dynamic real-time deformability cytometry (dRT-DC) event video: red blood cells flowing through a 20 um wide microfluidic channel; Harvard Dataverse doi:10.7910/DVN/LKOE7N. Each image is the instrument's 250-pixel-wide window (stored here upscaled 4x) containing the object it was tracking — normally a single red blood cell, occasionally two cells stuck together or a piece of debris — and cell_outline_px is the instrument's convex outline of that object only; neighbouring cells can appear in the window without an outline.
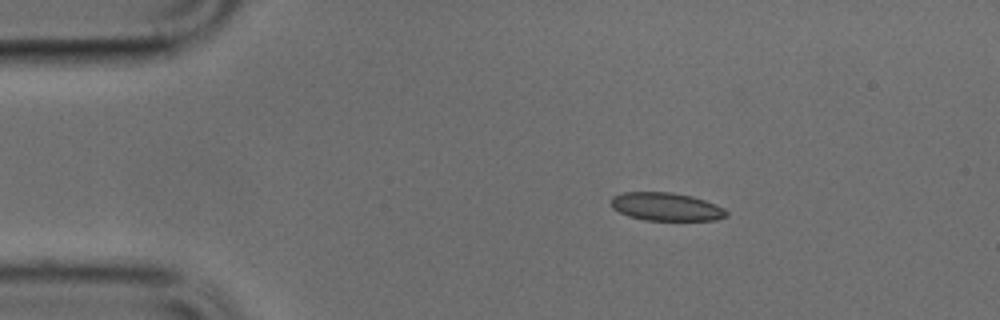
{"species": "common noctule bat (a hibernating species)", "species_latin": "Nyctalus noctula", "temperature_condition": "cold", "stored_images_in_passage": 42, "camera_frame_rate_fps": 3000, "um_per_image_px": 0.085, "animal": {"sex": "male", "body_mass_g": 17.9, "forearm_length_mm": 54.2}, "frame": {"image": 1, "passage_image": 1, "time_ms": 0.0, "image_size_px": [1000, 320], "cell_outline_px": [[728, 216], [716, 220], [644, 220], [628, 216], [612, 208], [612, 196], [624, 192], [672, 192], [692, 196], [716, 204], [724, 208], [728, 212]], "centroid_in_image_um": [56.64, 17.57], "position_along_channel_um": 28.4, "area_um2": 18.96}}
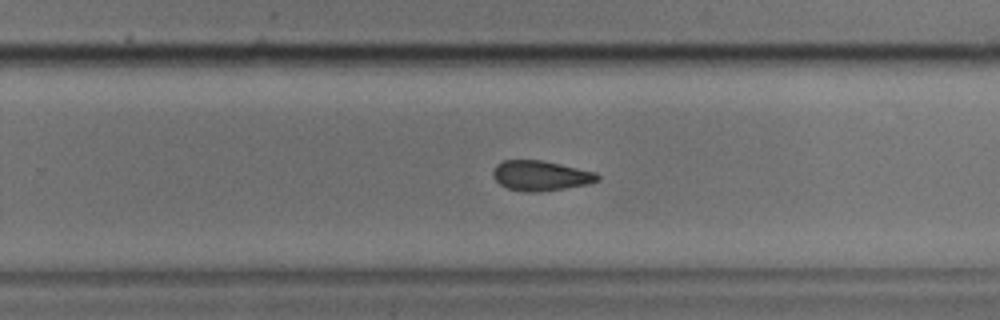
{"frame": {"image": 2, "passage_image": 24, "time_ms": 7.667, "image_size_px": [1000, 320], "cell_outline_px": [[600, 180], [588, 184], [540, 192], [524, 192], [508, 188], [500, 184], [492, 176], [492, 172], [496, 164], [504, 160], [544, 160], [596, 172], [600, 176]], "centroid_in_image_um": [45.96, 14.93], "position_along_channel_um": 283.8, "area_um2": 18.44}}
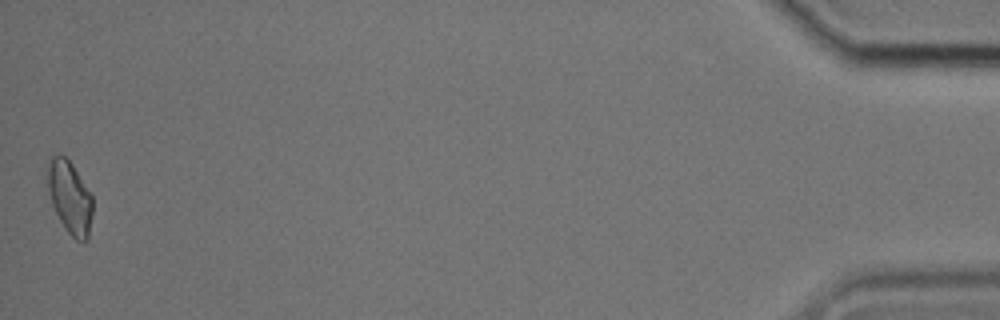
{"frame": {"image": 3, "passage_image": 42, "time_ms": 13.667, "image_size_px": [1000, 320], "cell_outline_px": [[92, 212], [88, 236], [84, 240], [76, 240], [64, 228], [52, 204], [48, 188], [48, 164], [52, 156], [64, 156], [72, 164], [92, 196]], "centroid_in_image_um": [5.93, 16.78], "position_along_channel_um": 429.3, "area_um2": 18.5}}